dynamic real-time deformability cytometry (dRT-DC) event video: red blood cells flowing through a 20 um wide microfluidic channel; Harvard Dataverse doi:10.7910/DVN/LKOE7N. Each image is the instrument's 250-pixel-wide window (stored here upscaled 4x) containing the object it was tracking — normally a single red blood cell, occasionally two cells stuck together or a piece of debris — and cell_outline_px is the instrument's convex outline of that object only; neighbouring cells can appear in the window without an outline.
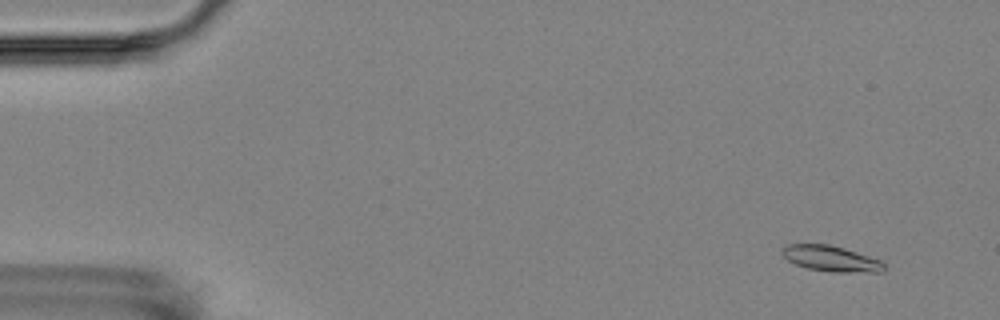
{"species": "Egyptian fruit bat (a non-hibernating species)", "species_latin": "Rousettus aegyptiacus", "temperature_condition": "room temperature", "stored_images_in_passage": 8, "camera_frame_rate_fps": 3000, "um_per_image_px": 0.085, "animal": {"sex": "female"}, "frame": {"image": 1, "passage_image": 2, "time_ms": 1.0, "image_size_px": [1000, 320], "cell_outline_px": [[888, 268], [884, 272], [832, 272], [808, 268], [796, 264], [788, 260], [780, 252], [780, 248], [788, 244], [828, 244], [844, 248], [880, 260]], "centroid_in_image_um": [70.64, 21.98], "position_along_channel_um": 14.4, "area_um2": 15.32}}
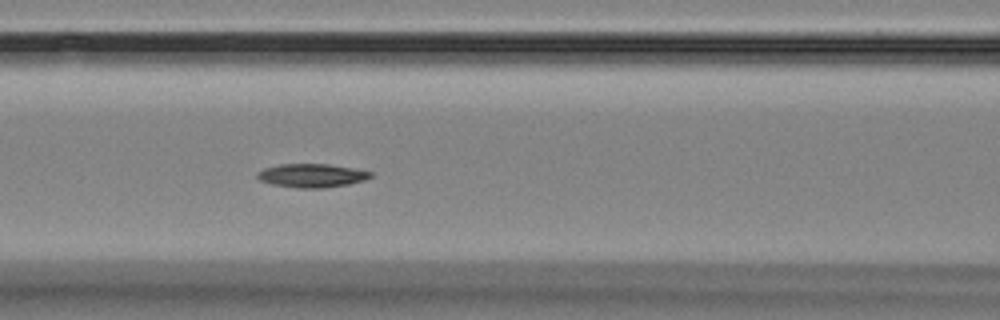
{"frame": {"image": 2, "passage_image": 8, "time_ms": 7.667, "image_size_px": [1000, 320], "cell_outline_px": [[372, 176], [364, 180], [348, 184], [324, 188], [296, 188], [272, 184], [260, 180], [256, 176], [256, 172], [264, 168], [280, 164], [328, 164], [352, 168], [372, 172]], "centroid_in_image_um": [26.47, 14.92], "position_along_channel_um": 140.1, "area_um2": 15.55}}